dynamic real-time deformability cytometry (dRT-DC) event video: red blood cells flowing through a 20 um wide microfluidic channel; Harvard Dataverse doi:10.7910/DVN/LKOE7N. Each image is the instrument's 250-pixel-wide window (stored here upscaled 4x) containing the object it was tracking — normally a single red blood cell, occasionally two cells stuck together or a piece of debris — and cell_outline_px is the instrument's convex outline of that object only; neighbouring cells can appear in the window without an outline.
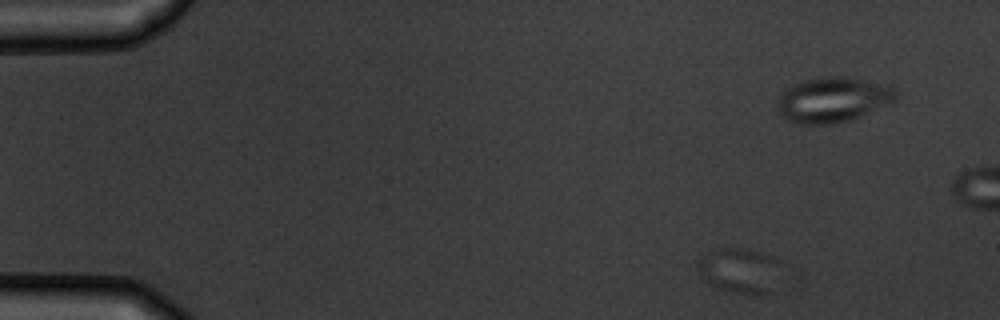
{"species": "common noctule bat (a hibernating species)", "species_latin": "Nyctalus noctula", "temperature_condition": "warm", "stored_images_in_passage": 7, "camera_frame_rate_fps": 3000, "um_per_image_px": 0.085, "animal": {"sex": "male", "body_mass_g": 19.5, "forearm_length_mm": 54.6}, "frame": {"image": 1, "passage_image": 2, "time_ms": 1.333, "image_size_px": [1000, 320], "cell_outline_px": [[776, 260], [768, 292], [732, 292], [712, 288], [700, 276], [696, 268], [696, 264], [700, 256], [708, 252], [720, 248], [740, 248], [772, 256]], "centroid_in_image_um": [62.62, 22.95], "position_along_channel_um": 22.4, "area_um2": 20.69}}